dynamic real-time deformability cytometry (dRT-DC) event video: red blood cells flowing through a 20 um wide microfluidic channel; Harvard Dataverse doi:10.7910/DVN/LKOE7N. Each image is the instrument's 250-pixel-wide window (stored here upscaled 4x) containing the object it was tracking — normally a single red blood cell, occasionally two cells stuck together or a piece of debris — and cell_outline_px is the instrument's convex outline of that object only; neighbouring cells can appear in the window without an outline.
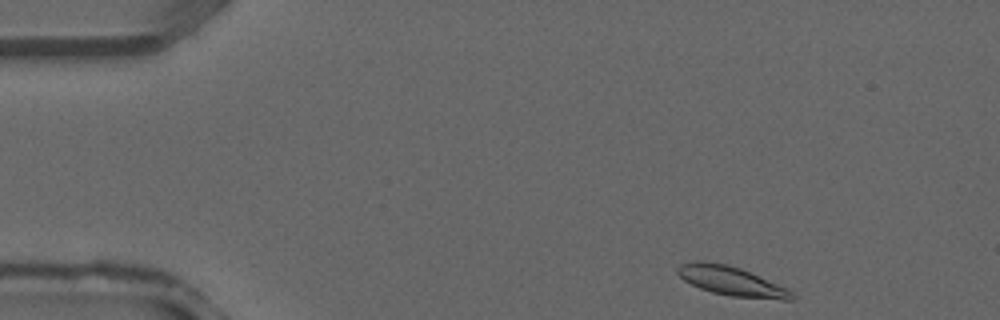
{"species": "common noctule bat (a hibernating species)", "species_latin": "Nyctalus noctula", "temperature_condition": "warm", "stored_images_in_passage": 35, "camera_frame_rate_fps": 3000, "um_per_image_px": 0.085, "animal": {"sex": "male", "forearm_length_mm": 52.5}, "frame": {"image": 1, "passage_image": 1, "time_ms": 0.0, "image_size_px": [1000, 320], "cell_outline_px": [[796, 296], [792, 300], [784, 300], [732, 296], [712, 292], [700, 288], [684, 280], [676, 272], [676, 268], [680, 264], [696, 260], [704, 260], [728, 264], [740, 268], [788, 288]], "centroid_in_image_um": [62.16, 23.87], "position_along_channel_um": 22.8, "area_um2": 19.54}}
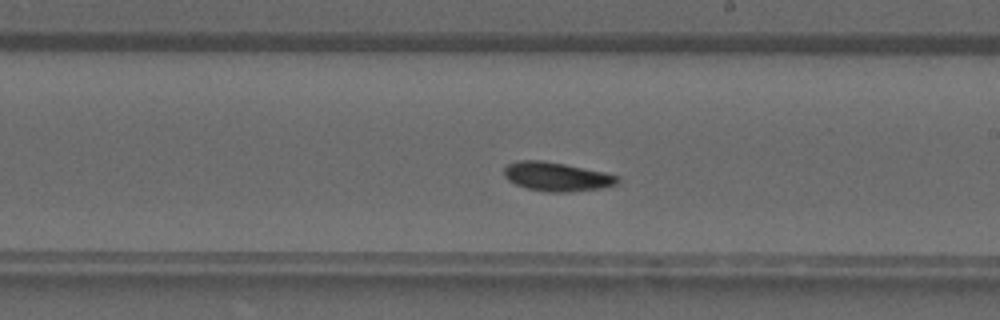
{"frame": {"image": 2, "passage_image": 18, "time_ms": 5.667, "image_size_px": [1000, 320], "cell_outline_px": [[620, 180], [616, 184], [600, 188], [568, 192], [544, 192], [528, 188], [516, 184], [508, 180], [504, 176], [504, 168], [508, 164], [520, 160], [540, 160], [564, 164], [620, 176]], "centroid_in_image_um": [47.3, 15.02], "position_along_channel_um": 241.7, "area_um2": 18.9}}
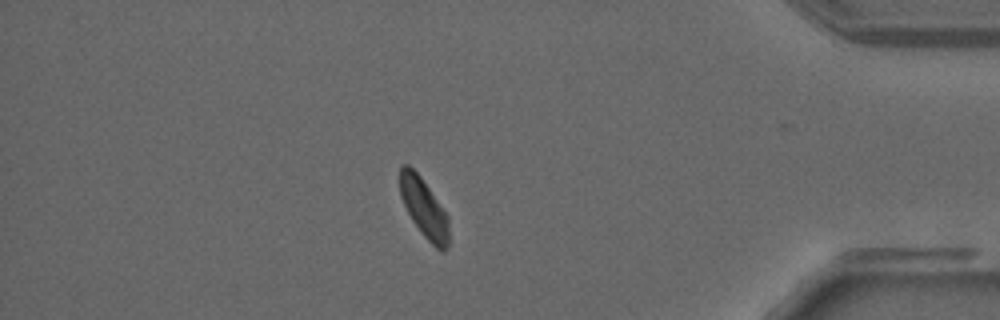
{"frame": {"image": 3, "passage_image": 29, "time_ms": 9.333, "image_size_px": [1000, 320], "cell_outline_px": [[448, 248], [440, 252], [420, 232], [412, 220], [400, 196], [400, 164], [408, 164], [420, 176], [448, 216]], "centroid_in_image_um": [36.03, 17.69], "position_along_channel_um": 399.2, "area_um2": 16.65}}